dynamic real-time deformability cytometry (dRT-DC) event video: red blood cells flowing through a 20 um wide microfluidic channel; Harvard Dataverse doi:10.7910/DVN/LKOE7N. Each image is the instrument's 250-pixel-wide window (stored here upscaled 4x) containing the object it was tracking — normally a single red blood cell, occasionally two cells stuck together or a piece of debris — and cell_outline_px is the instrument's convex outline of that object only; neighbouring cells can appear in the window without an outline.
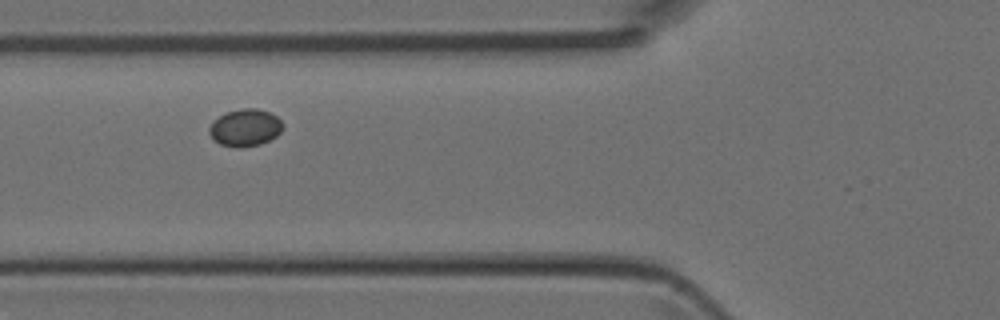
{"species": "Egyptian fruit bat (a non-hibernating species)", "species_latin": "Rousettus aegyptiacus", "temperature_condition": "room temperature", "stored_images_in_passage": 6, "camera_frame_rate_fps": 3000, "um_per_image_px": 0.085, "animal": {"sex": "female"}, "frame": {"image": 1, "passage_image": 6, "time_ms": 1.667, "image_size_px": [1000, 320], "cell_outline_px": [[284, 128], [276, 136], [260, 144], [240, 148], [236, 148], [220, 144], [212, 140], [208, 132], [208, 128], [212, 120], [224, 112], [244, 108], [256, 108], [268, 112], [276, 116], [284, 124]], "centroid_in_image_um": [20.79, 10.85], "position_along_channel_um": 105.0, "area_um2": 16.24}}